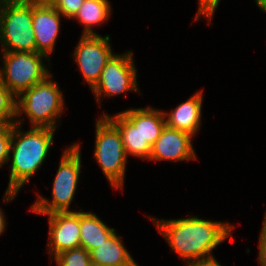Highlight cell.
Instances as JSON below:
<instances>
[{
  "mask_svg": "<svg viewBox=\"0 0 266 266\" xmlns=\"http://www.w3.org/2000/svg\"><path fill=\"white\" fill-rule=\"evenodd\" d=\"M158 232L171 249L186 260L187 266L215 258L213 250L232 237L234 226L226 222L210 221L197 216L179 219L151 218Z\"/></svg>",
  "mask_w": 266,
  "mask_h": 266,
  "instance_id": "6da1fadb",
  "label": "cell"
},
{
  "mask_svg": "<svg viewBox=\"0 0 266 266\" xmlns=\"http://www.w3.org/2000/svg\"><path fill=\"white\" fill-rule=\"evenodd\" d=\"M22 121L20 118L12 125L8 160L11 161V168L8 188L3 196L5 203L12 201L42 166L53 144L56 131L47 127H31L24 132L19 129Z\"/></svg>",
  "mask_w": 266,
  "mask_h": 266,
  "instance_id": "7a4b0ae2",
  "label": "cell"
},
{
  "mask_svg": "<svg viewBox=\"0 0 266 266\" xmlns=\"http://www.w3.org/2000/svg\"><path fill=\"white\" fill-rule=\"evenodd\" d=\"M52 74L17 96V117L25 114L30 120L31 127H47L56 130L57 119L64 110L63 93Z\"/></svg>",
  "mask_w": 266,
  "mask_h": 266,
  "instance_id": "3957f363",
  "label": "cell"
},
{
  "mask_svg": "<svg viewBox=\"0 0 266 266\" xmlns=\"http://www.w3.org/2000/svg\"><path fill=\"white\" fill-rule=\"evenodd\" d=\"M80 149V144L73 143L63 151L53 182L51 202L38 194L36 202L31 206L32 212L41 215L71 212L69 207L73 201L81 172Z\"/></svg>",
  "mask_w": 266,
  "mask_h": 266,
  "instance_id": "277c9868",
  "label": "cell"
},
{
  "mask_svg": "<svg viewBox=\"0 0 266 266\" xmlns=\"http://www.w3.org/2000/svg\"><path fill=\"white\" fill-rule=\"evenodd\" d=\"M0 45L2 51L36 52L32 2L0 0Z\"/></svg>",
  "mask_w": 266,
  "mask_h": 266,
  "instance_id": "5b68a950",
  "label": "cell"
},
{
  "mask_svg": "<svg viewBox=\"0 0 266 266\" xmlns=\"http://www.w3.org/2000/svg\"><path fill=\"white\" fill-rule=\"evenodd\" d=\"M94 157L108 182L115 189H124L127 155L118 129L100 116L96 125Z\"/></svg>",
  "mask_w": 266,
  "mask_h": 266,
  "instance_id": "8992f818",
  "label": "cell"
},
{
  "mask_svg": "<svg viewBox=\"0 0 266 266\" xmlns=\"http://www.w3.org/2000/svg\"><path fill=\"white\" fill-rule=\"evenodd\" d=\"M2 53L3 68H0V80L16 97L51 74L47 65L42 62L43 59L50 60L42 53L8 51Z\"/></svg>",
  "mask_w": 266,
  "mask_h": 266,
  "instance_id": "52a82bcc",
  "label": "cell"
},
{
  "mask_svg": "<svg viewBox=\"0 0 266 266\" xmlns=\"http://www.w3.org/2000/svg\"><path fill=\"white\" fill-rule=\"evenodd\" d=\"M131 51L123 54H115L105 65L99 82L92 89L99 105L101 106L102 97H111L124 94L128 91L140 89L137 84V70Z\"/></svg>",
  "mask_w": 266,
  "mask_h": 266,
  "instance_id": "ba28073f",
  "label": "cell"
},
{
  "mask_svg": "<svg viewBox=\"0 0 266 266\" xmlns=\"http://www.w3.org/2000/svg\"><path fill=\"white\" fill-rule=\"evenodd\" d=\"M72 55L86 83L93 89L99 82L105 65L114 55L110 36L81 35Z\"/></svg>",
  "mask_w": 266,
  "mask_h": 266,
  "instance_id": "9c48e42d",
  "label": "cell"
},
{
  "mask_svg": "<svg viewBox=\"0 0 266 266\" xmlns=\"http://www.w3.org/2000/svg\"><path fill=\"white\" fill-rule=\"evenodd\" d=\"M48 216L47 251L51 259L63 251L80 247L79 212H55Z\"/></svg>",
  "mask_w": 266,
  "mask_h": 266,
  "instance_id": "30bf717a",
  "label": "cell"
},
{
  "mask_svg": "<svg viewBox=\"0 0 266 266\" xmlns=\"http://www.w3.org/2000/svg\"><path fill=\"white\" fill-rule=\"evenodd\" d=\"M191 134L167 125L152 146L149 161H188L196 158Z\"/></svg>",
  "mask_w": 266,
  "mask_h": 266,
  "instance_id": "8fae6325",
  "label": "cell"
},
{
  "mask_svg": "<svg viewBox=\"0 0 266 266\" xmlns=\"http://www.w3.org/2000/svg\"><path fill=\"white\" fill-rule=\"evenodd\" d=\"M61 14L49 3L32 2V27L36 52L47 57L53 53L60 31Z\"/></svg>",
  "mask_w": 266,
  "mask_h": 266,
  "instance_id": "7c38bea8",
  "label": "cell"
},
{
  "mask_svg": "<svg viewBox=\"0 0 266 266\" xmlns=\"http://www.w3.org/2000/svg\"><path fill=\"white\" fill-rule=\"evenodd\" d=\"M202 91L194 93L187 101L180 103L169 113L164 112L166 125L195 136L201 126Z\"/></svg>",
  "mask_w": 266,
  "mask_h": 266,
  "instance_id": "4fadbf2b",
  "label": "cell"
},
{
  "mask_svg": "<svg viewBox=\"0 0 266 266\" xmlns=\"http://www.w3.org/2000/svg\"><path fill=\"white\" fill-rule=\"evenodd\" d=\"M132 125H139V131L144 141L153 146L166 126L164 111L146 108H131L120 112Z\"/></svg>",
  "mask_w": 266,
  "mask_h": 266,
  "instance_id": "5bb4252c",
  "label": "cell"
},
{
  "mask_svg": "<svg viewBox=\"0 0 266 266\" xmlns=\"http://www.w3.org/2000/svg\"><path fill=\"white\" fill-rule=\"evenodd\" d=\"M104 116L118 129L127 157L131 155L149 160L152 146L142 138L139 125H132L120 112L117 115Z\"/></svg>",
  "mask_w": 266,
  "mask_h": 266,
  "instance_id": "9a60e30c",
  "label": "cell"
},
{
  "mask_svg": "<svg viewBox=\"0 0 266 266\" xmlns=\"http://www.w3.org/2000/svg\"><path fill=\"white\" fill-rule=\"evenodd\" d=\"M122 237L113 233L99 247L90 252L93 266H124L138 265L132 258L121 240Z\"/></svg>",
  "mask_w": 266,
  "mask_h": 266,
  "instance_id": "2e32d148",
  "label": "cell"
},
{
  "mask_svg": "<svg viewBox=\"0 0 266 266\" xmlns=\"http://www.w3.org/2000/svg\"><path fill=\"white\" fill-rule=\"evenodd\" d=\"M80 247L89 253L99 247L116 230L108 227L95 213L79 211Z\"/></svg>",
  "mask_w": 266,
  "mask_h": 266,
  "instance_id": "e0dca14e",
  "label": "cell"
},
{
  "mask_svg": "<svg viewBox=\"0 0 266 266\" xmlns=\"http://www.w3.org/2000/svg\"><path fill=\"white\" fill-rule=\"evenodd\" d=\"M111 9L108 0H85L73 19L84 26L82 35H99L92 27L106 23L110 18Z\"/></svg>",
  "mask_w": 266,
  "mask_h": 266,
  "instance_id": "ac0fdd59",
  "label": "cell"
},
{
  "mask_svg": "<svg viewBox=\"0 0 266 266\" xmlns=\"http://www.w3.org/2000/svg\"><path fill=\"white\" fill-rule=\"evenodd\" d=\"M17 97L0 80V125H14L16 123Z\"/></svg>",
  "mask_w": 266,
  "mask_h": 266,
  "instance_id": "d6986e66",
  "label": "cell"
},
{
  "mask_svg": "<svg viewBox=\"0 0 266 266\" xmlns=\"http://www.w3.org/2000/svg\"><path fill=\"white\" fill-rule=\"evenodd\" d=\"M54 260L57 266H93L90 253L83 247L63 251Z\"/></svg>",
  "mask_w": 266,
  "mask_h": 266,
  "instance_id": "ffe728a7",
  "label": "cell"
},
{
  "mask_svg": "<svg viewBox=\"0 0 266 266\" xmlns=\"http://www.w3.org/2000/svg\"><path fill=\"white\" fill-rule=\"evenodd\" d=\"M85 0H53L51 5L65 18L73 19Z\"/></svg>",
  "mask_w": 266,
  "mask_h": 266,
  "instance_id": "44dd1931",
  "label": "cell"
},
{
  "mask_svg": "<svg viewBox=\"0 0 266 266\" xmlns=\"http://www.w3.org/2000/svg\"><path fill=\"white\" fill-rule=\"evenodd\" d=\"M12 125H0V167L9 162Z\"/></svg>",
  "mask_w": 266,
  "mask_h": 266,
  "instance_id": "7402d4cb",
  "label": "cell"
},
{
  "mask_svg": "<svg viewBox=\"0 0 266 266\" xmlns=\"http://www.w3.org/2000/svg\"><path fill=\"white\" fill-rule=\"evenodd\" d=\"M219 3L220 0H199V7L194 20L198 21L199 17L203 15L209 21L208 24H210Z\"/></svg>",
  "mask_w": 266,
  "mask_h": 266,
  "instance_id": "603a6c76",
  "label": "cell"
},
{
  "mask_svg": "<svg viewBox=\"0 0 266 266\" xmlns=\"http://www.w3.org/2000/svg\"><path fill=\"white\" fill-rule=\"evenodd\" d=\"M259 255L258 261L260 266H266V211L262 224L261 233L259 235Z\"/></svg>",
  "mask_w": 266,
  "mask_h": 266,
  "instance_id": "cb8c5ba5",
  "label": "cell"
},
{
  "mask_svg": "<svg viewBox=\"0 0 266 266\" xmlns=\"http://www.w3.org/2000/svg\"><path fill=\"white\" fill-rule=\"evenodd\" d=\"M192 266H221V264L218 263L217 259L213 258L210 260L201 261V262L194 264Z\"/></svg>",
  "mask_w": 266,
  "mask_h": 266,
  "instance_id": "d4e9b609",
  "label": "cell"
},
{
  "mask_svg": "<svg viewBox=\"0 0 266 266\" xmlns=\"http://www.w3.org/2000/svg\"><path fill=\"white\" fill-rule=\"evenodd\" d=\"M5 218V215H4V213H3V211H2V208H0V235L4 232V230H5V226H7V225H5L7 222H6V218Z\"/></svg>",
  "mask_w": 266,
  "mask_h": 266,
  "instance_id": "484cf974",
  "label": "cell"
},
{
  "mask_svg": "<svg viewBox=\"0 0 266 266\" xmlns=\"http://www.w3.org/2000/svg\"><path fill=\"white\" fill-rule=\"evenodd\" d=\"M260 10L266 13V0H255Z\"/></svg>",
  "mask_w": 266,
  "mask_h": 266,
  "instance_id": "4316f807",
  "label": "cell"
},
{
  "mask_svg": "<svg viewBox=\"0 0 266 266\" xmlns=\"http://www.w3.org/2000/svg\"><path fill=\"white\" fill-rule=\"evenodd\" d=\"M27 1L34 2V3H49V4L53 2V0H27Z\"/></svg>",
  "mask_w": 266,
  "mask_h": 266,
  "instance_id": "83f0119b",
  "label": "cell"
}]
</instances>
